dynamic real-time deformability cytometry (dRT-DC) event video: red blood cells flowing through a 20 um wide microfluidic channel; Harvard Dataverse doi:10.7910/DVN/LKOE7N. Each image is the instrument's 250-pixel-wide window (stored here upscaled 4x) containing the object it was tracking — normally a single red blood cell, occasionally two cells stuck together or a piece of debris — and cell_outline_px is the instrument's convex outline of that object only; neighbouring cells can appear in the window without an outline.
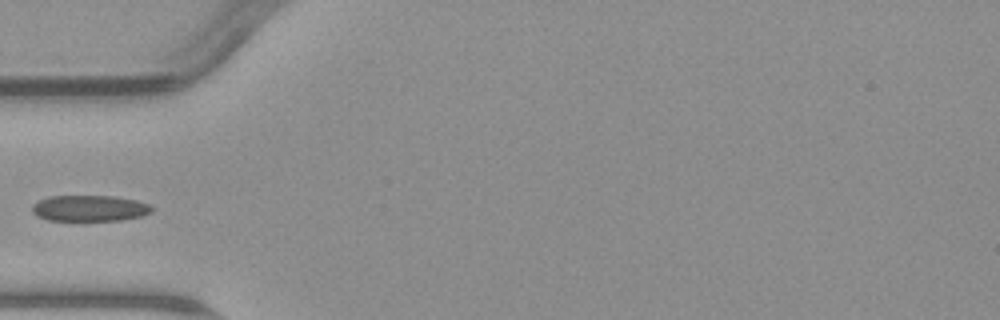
{"species": "common noctule bat (a hibernating species)", "species_latin": "Nyctalus noctula", "temperature_condition": "warm", "stored_images_in_passage": 6, "camera_frame_rate_fps": 3000, "um_per_image_px": 0.085, "animal": {"sex": "male", "body_mass_g": 23.1, "forearm_length_mm": 52.7}, "frame": {"image": 1, "passage_image": 5, "time_ms": 5.667, "image_size_px": [1000, 320], "cell_outline_px": [[152, 212], [140, 216], [120, 220], [48, 220], [36, 216], [32, 212], [32, 204], [48, 196], [112, 196], [136, 200], [152, 204]], "centroid_in_image_um": [7.61, 17.69], "position_along_channel_um": 77.4, "area_um2": 18.15}}
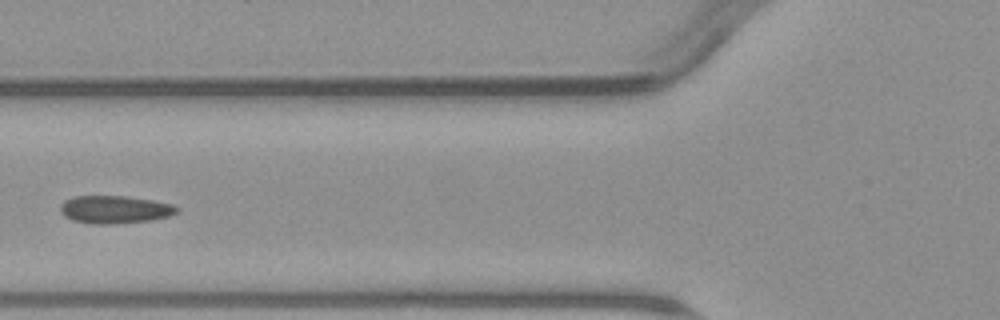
{"frame": {"image": 2, "passage_image": 6, "time_ms": 6.667, "image_size_px": [1000, 320], "cell_outline_px": [[180, 212], [168, 216], [152, 220], [116, 224], [92, 224], [72, 220], [64, 216], [60, 212], [60, 204], [64, 200], [72, 196], [124, 196], [152, 200], [176, 204], [180, 208]], "centroid_in_image_um": [9.78, 17.81], "position_along_channel_um": 116.0, "area_um2": 19.25}}